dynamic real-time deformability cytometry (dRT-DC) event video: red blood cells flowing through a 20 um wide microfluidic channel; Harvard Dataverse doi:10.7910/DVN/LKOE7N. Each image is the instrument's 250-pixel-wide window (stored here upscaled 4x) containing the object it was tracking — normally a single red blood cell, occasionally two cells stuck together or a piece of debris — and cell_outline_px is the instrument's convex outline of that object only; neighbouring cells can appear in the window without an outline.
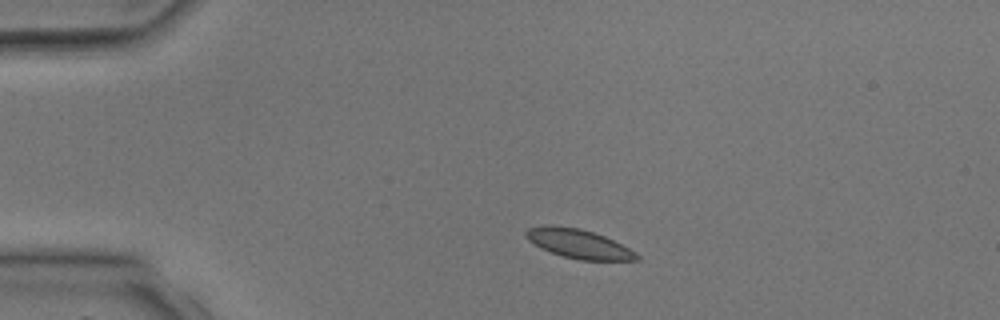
{"species": "common noctule bat (a hibernating species)", "species_latin": "Nyctalus noctula", "temperature_condition": "room temperature", "stored_images_in_passage": 3, "camera_frame_rate_fps": 3000, "um_per_image_px": 0.085, "animal": {"sex": "male", "body_mass_g": 17.9, "forearm_length_mm": 54.2}, "frame": {"image": 1, "passage_image": 2, "time_ms": 1.333, "image_size_px": [1000, 320], "cell_outline_px": [[640, 260], [580, 260], [564, 256], [540, 248], [528, 240], [524, 236], [524, 232], [528, 228], [552, 224], [580, 228], [604, 236], [636, 252], [640, 256]], "centroid_in_image_um": [49.15, 20.71], "position_along_channel_um": 35.8, "area_um2": 18.73}}